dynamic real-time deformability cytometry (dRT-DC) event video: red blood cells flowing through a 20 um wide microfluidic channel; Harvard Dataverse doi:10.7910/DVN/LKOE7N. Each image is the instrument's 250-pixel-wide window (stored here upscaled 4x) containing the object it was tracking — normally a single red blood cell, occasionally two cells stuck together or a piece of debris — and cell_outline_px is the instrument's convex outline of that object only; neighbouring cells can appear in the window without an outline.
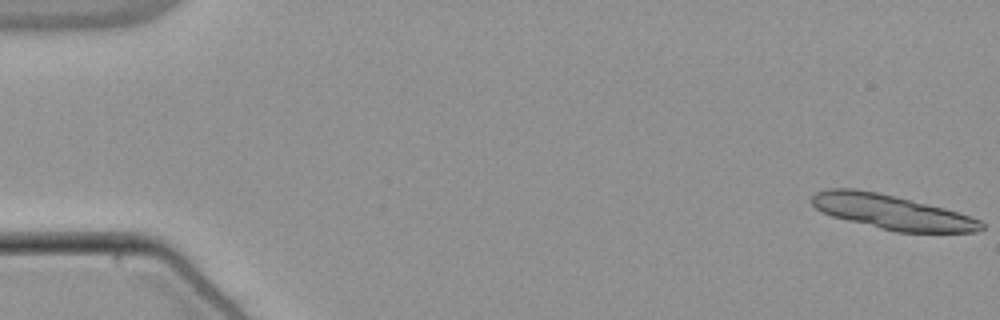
{"species": "common noctule bat (a hibernating species)", "species_latin": "Nyctalus noctula", "temperature_condition": "warm", "stored_images_in_passage": 15, "camera_frame_rate_fps": 3000, "um_per_image_px": 0.085, "animal": {"sex": "male", "body_mass_g": 21.5, "forearm_length_mm": 52.0}, "frame": {"image": 1, "passage_image": 1, "time_ms": 0.0, "image_size_px": [1000, 320], "cell_outline_px": [[984, 228], [976, 232], [896, 232], [832, 216], [816, 208], [812, 204], [812, 196], [816, 192], [828, 188], [852, 188], [876, 192], [944, 208], [980, 220], [984, 224]], "centroid_in_image_um": [75.8, 18.03], "position_along_channel_um": 9.2, "area_um2": 33.47}}